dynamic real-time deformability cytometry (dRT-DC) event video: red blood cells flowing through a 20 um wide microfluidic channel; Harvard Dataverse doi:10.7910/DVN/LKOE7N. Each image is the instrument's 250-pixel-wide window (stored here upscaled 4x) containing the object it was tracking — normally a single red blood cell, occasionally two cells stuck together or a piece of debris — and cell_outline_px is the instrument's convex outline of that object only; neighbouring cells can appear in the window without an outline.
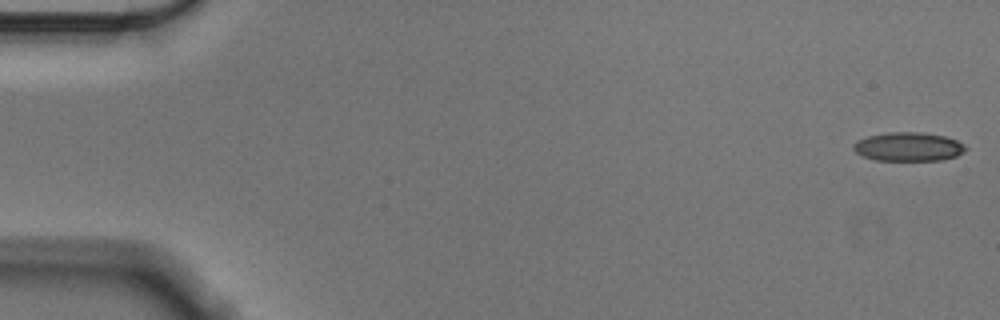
{"species": "Egyptian fruit bat (a non-hibernating species)", "species_latin": "Rousettus aegyptiacus", "temperature_condition": "cold", "stored_images_in_passage": 16, "camera_frame_rate_fps": 3000, "um_per_image_px": 0.085, "animal": {"sex": "male"}, "frame": {"image": 1, "passage_image": 1, "time_ms": 0.0, "image_size_px": [1000, 320], "cell_outline_px": [[968, 148], [964, 152], [956, 156], [940, 160], [876, 160], [864, 156], [856, 152], [852, 148], [852, 144], [856, 140], [868, 136], [888, 132], [920, 132], [944, 136], [956, 140], [964, 144]], "centroid_in_image_um": [77.2, 12.46], "position_along_channel_um": 7.8, "area_um2": 18.84}}
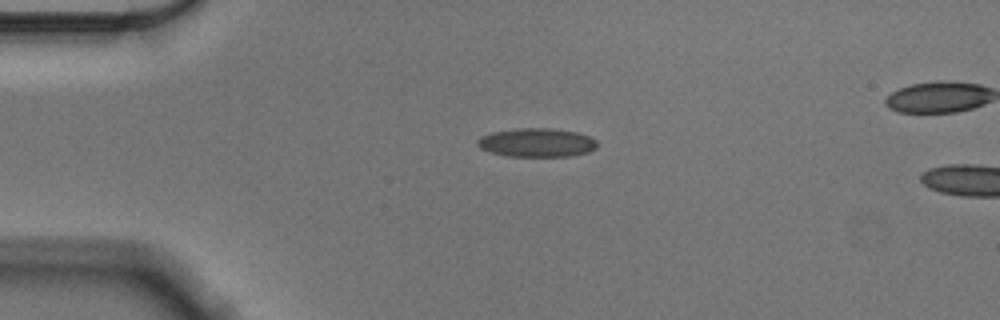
{"frame": {"image": 2, "passage_image": 13, "time_ms": 4.0, "image_size_px": [1000, 320], "cell_outline_px": [[596, 148], [588, 152], [572, 156], [508, 156], [488, 152], [480, 148], [476, 144], [476, 140], [480, 136], [492, 132], [516, 128], [548, 128], [576, 132], [592, 136], [596, 140]], "centroid_in_image_um": [45.6, 12.12], "position_along_channel_um": 39.4, "area_um2": 20.23}}